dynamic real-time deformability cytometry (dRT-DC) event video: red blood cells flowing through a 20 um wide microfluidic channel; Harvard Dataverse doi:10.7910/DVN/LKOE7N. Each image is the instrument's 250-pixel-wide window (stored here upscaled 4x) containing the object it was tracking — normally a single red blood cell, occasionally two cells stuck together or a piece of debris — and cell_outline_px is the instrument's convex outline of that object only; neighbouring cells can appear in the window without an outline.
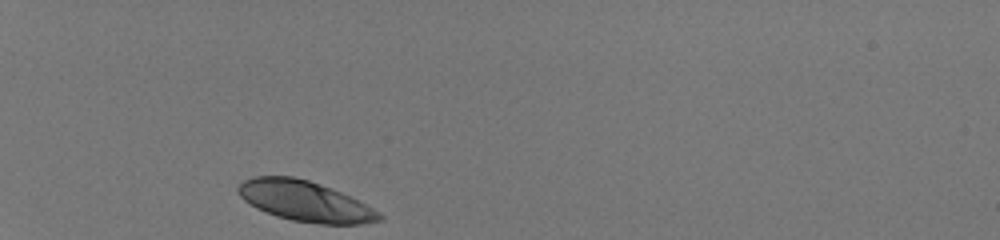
{"species": "human", "species_latin": "Homo sapiens", "temperature_condition": "room temperature", "stored_images_in_passage": 30, "camera_frame_rate_fps": 3000, "um_per_image_px": 0.085, "donor": {"sex": "male"}, "frame": {"image": 1, "passage_image": 1, "time_ms": 0.0, "image_size_px": [1000, 240], "cell_outline_px": [[384, 220], [360, 224], [320, 224], [292, 220], [276, 216], [256, 208], [244, 200], [240, 196], [236, 188], [244, 180], [252, 176], [292, 176], [308, 180], [340, 192], [380, 212], [384, 216]], "centroid_in_image_um": [25.91, 17.11], "position_along_channel_um": 59.1, "area_um2": 33.0}}
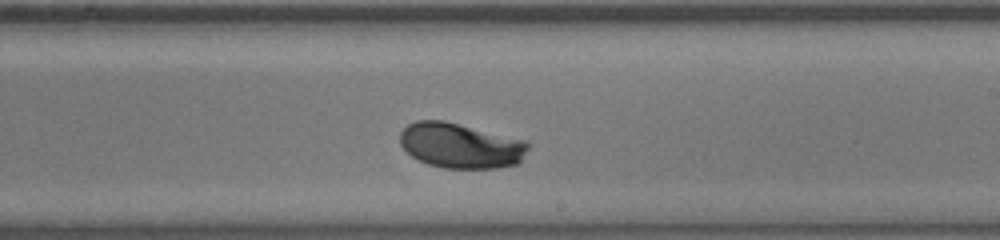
{"frame": {"image": 2, "passage_image": 18, "time_ms": 5.667, "image_size_px": [1000, 240], "cell_outline_px": [[528, 148], [520, 160], [516, 164], [500, 168], [444, 168], [428, 164], [412, 156], [400, 144], [400, 132], [408, 124], [416, 120], [444, 120], [528, 140]], "centroid_in_image_um": [39.16, 12.36], "position_along_channel_um": 249.8, "area_um2": 33.81}}
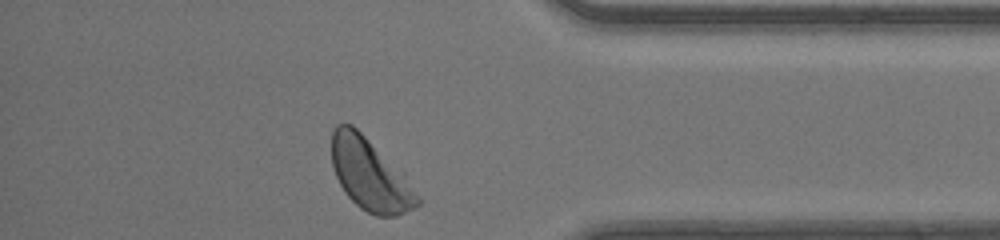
{"frame": {"image": 3, "passage_image": 30, "time_ms": 9.667, "image_size_px": [1000, 240], "cell_outline_px": [[420, 204], [416, 208], [396, 216], [376, 216], [360, 208], [344, 192], [336, 176], [332, 164], [332, 132], [336, 124], [352, 124], [364, 136], [420, 196]], "centroid_in_image_um": [31.4, 14.89], "position_along_channel_um": 403.8, "area_um2": 34.51}, "authors_computed_cell_mechanics": {"area_um2": 33.7552, "velocity_mm_per_s": 4.0837, "shape_relaxation_time_tau1_ms": 2.1326, "shape_relaxation_time_tau2_ms": null, "deformation_change_tau1": 0.1447, "deformation_change_tau2": null}}